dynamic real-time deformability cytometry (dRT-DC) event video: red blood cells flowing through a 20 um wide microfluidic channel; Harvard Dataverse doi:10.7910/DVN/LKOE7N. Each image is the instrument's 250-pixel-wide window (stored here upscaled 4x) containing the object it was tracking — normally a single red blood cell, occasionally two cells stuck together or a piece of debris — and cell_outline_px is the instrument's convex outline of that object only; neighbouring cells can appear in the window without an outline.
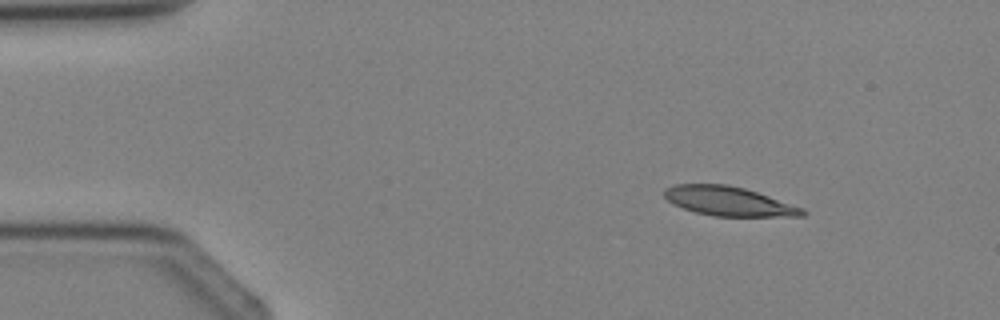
{"species": "Egyptian fruit bat (a non-hibernating species)", "species_latin": "Rousettus aegyptiacus", "temperature_condition": "cold", "stored_images_in_passage": 2, "camera_frame_rate_fps": 3000, "um_per_image_px": 0.085, "animal": {"sex": "female"}, "frame": {"image": 1, "passage_image": 1, "time_ms": 0.0, "image_size_px": [1000, 320], "cell_outline_px": [[808, 212], [804, 216], [716, 216], [696, 212], [672, 204], [664, 196], [664, 188], [672, 184], [728, 184], [744, 188], [804, 208]], "centroid_in_image_um": [61.92, 17.09], "position_along_channel_um": 23.1, "area_um2": 23.47}}